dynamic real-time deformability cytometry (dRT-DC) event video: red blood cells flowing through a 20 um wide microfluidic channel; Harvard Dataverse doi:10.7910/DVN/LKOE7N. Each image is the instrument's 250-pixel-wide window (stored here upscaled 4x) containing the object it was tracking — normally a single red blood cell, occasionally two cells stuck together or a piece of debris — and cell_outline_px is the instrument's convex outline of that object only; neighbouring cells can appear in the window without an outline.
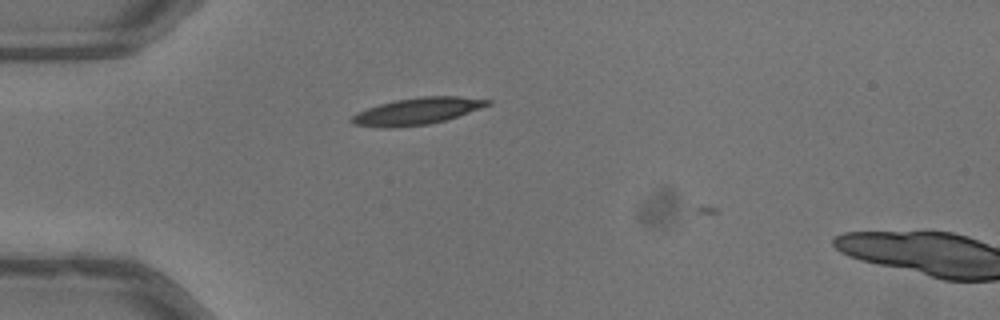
{"species": "common noctule bat (a hibernating species)", "species_latin": "Nyctalus noctula", "temperature_condition": "warm", "stored_images_in_passage": 3, "camera_frame_rate_fps": 3000, "um_per_image_px": 0.085, "animal": {"sex": "male", "body_mass_g": 13.3}, "frame": {"image": 1, "passage_image": 2, "time_ms": 0.333, "image_size_px": [1000, 320], "cell_outline_px": [[492, 104], [444, 120], [428, 124], [392, 128], [380, 128], [352, 124], [348, 120], [356, 112], [380, 104], [396, 100], [420, 96], [460, 96], [492, 100]], "centroid_in_image_um": [35.41, 9.45], "position_along_channel_um": 49.6, "area_um2": 21.21}}